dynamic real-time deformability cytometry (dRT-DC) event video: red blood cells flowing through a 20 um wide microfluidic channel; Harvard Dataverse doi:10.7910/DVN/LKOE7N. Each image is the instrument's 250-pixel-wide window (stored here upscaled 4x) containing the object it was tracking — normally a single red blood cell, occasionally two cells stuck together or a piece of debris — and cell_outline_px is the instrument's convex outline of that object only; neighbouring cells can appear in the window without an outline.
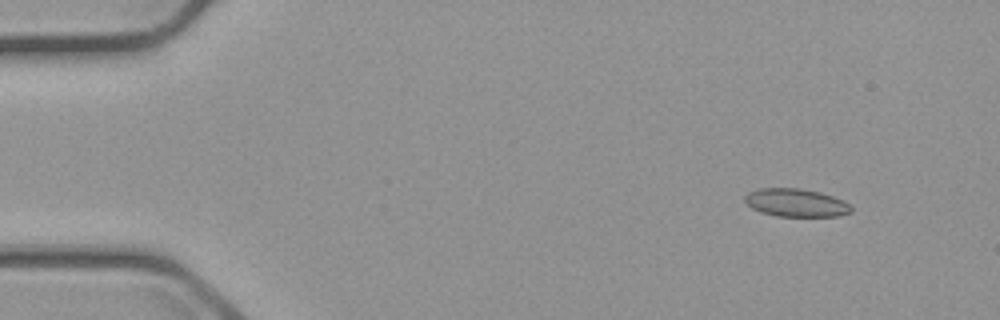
{"species": "common noctule bat (a hibernating species)", "species_latin": "Nyctalus noctula", "temperature_condition": "cold", "stored_images_in_passage": 4, "camera_frame_rate_fps": 3000, "um_per_image_px": 0.085, "animal": {"sex": "male", "body_mass_g": 23.1, "forearm_length_mm": 52.7}, "frame": {"image": 1, "passage_image": 1, "time_ms": 0.0, "image_size_px": [1000, 320], "cell_outline_px": [[852, 212], [840, 216], [776, 216], [760, 212], [752, 208], [744, 200], [744, 196], [748, 192], [756, 188], [800, 188], [820, 192], [844, 200], [852, 208]], "centroid_in_image_um": [67.65, 17.23], "position_along_channel_um": 17.4, "area_um2": 17.51}}